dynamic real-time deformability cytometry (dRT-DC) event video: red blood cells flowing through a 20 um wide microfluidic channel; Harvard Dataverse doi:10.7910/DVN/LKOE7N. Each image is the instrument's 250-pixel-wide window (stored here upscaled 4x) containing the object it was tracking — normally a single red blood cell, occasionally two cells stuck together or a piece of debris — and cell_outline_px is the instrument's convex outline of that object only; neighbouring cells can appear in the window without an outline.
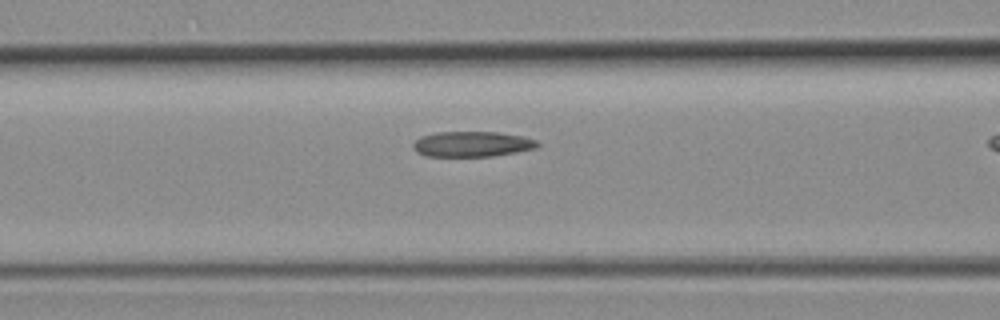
{"species": "common noctule bat (a hibernating species)", "species_latin": "Nyctalus noctula", "temperature_condition": "room temperature", "stored_images_in_passage": 29, "camera_frame_rate_fps": 3000, "um_per_image_px": 0.085, "animal": {"sex": "female", "body_mass_g": 19.3, "forearm_length_mm": 54.1}, "frame": {"image": 1, "passage_image": 12, "time_ms": 3.667, "image_size_px": [1000, 320], "cell_outline_px": [[540, 144], [536, 148], [516, 152], [492, 156], [424, 156], [416, 152], [412, 148], [412, 144], [420, 136], [436, 132], [500, 132], [524, 136], [536, 140]], "centroid_in_image_um": [40.11, 12.24], "position_along_channel_um": 126.5, "area_um2": 18.55}}
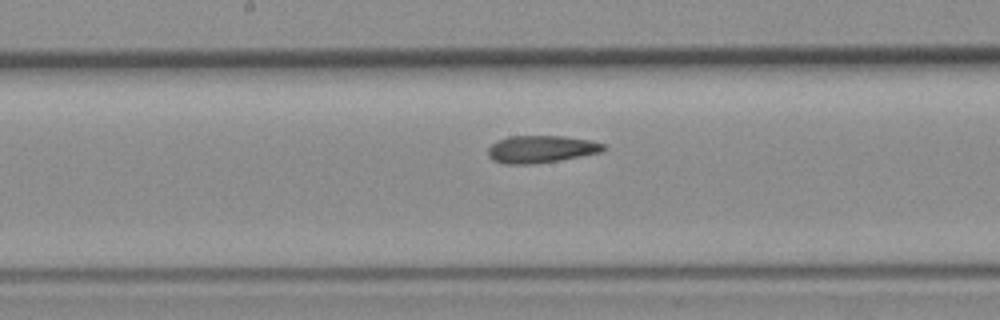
{"frame": {"image": 2, "passage_image": 17, "time_ms": 5.333, "image_size_px": [1000, 320], "cell_outline_px": [[604, 148], [600, 152], [560, 160], [532, 164], [504, 164], [492, 160], [488, 156], [488, 148], [492, 144], [508, 136], [564, 136], [592, 140], [604, 144]], "centroid_in_image_um": [45.96, 12.68], "position_along_channel_um": 202.2, "area_um2": 18.32}}
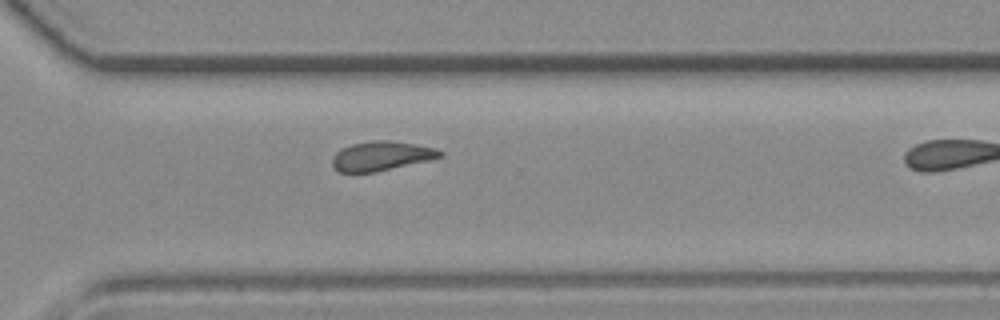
{"frame": {"image": 3, "passage_image": 26, "time_ms": 8.333, "image_size_px": [1000, 320], "cell_outline_px": [[444, 156], [428, 160], [376, 172], [340, 172], [332, 164], [332, 156], [336, 152], [352, 144], [372, 140], [388, 140], [416, 144], [432, 148], [444, 152]], "centroid_in_image_um": [32.41, 13.25], "position_along_channel_um": 338.2, "area_um2": 18.21}}